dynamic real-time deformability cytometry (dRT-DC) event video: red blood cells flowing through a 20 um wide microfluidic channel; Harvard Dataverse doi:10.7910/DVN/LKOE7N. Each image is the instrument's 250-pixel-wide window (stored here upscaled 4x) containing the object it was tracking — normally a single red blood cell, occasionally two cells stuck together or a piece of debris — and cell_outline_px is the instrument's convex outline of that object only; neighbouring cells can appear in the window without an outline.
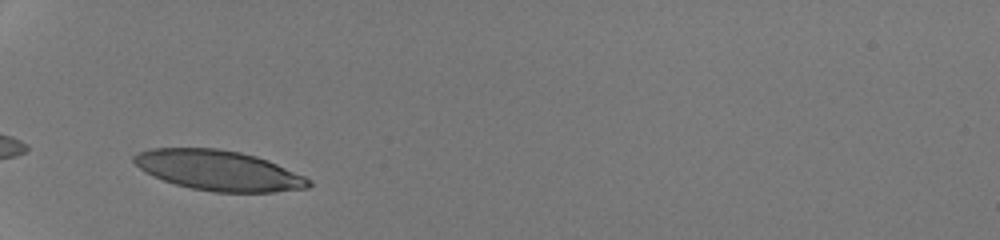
{"species": "human", "species_latin": "Homo sapiens", "temperature_condition": "room temperature", "stored_images_in_passage": 26, "camera_frame_rate_fps": 3000, "um_per_image_px": 0.085, "donor": {"sex": "male"}, "frame": {"image": 1, "passage_image": 1, "time_ms": 0.0, "image_size_px": [1000, 240], "cell_outline_px": [[312, 184], [308, 188], [272, 192], [212, 192], [192, 188], [176, 184], [164, 180], [140, 168], [132, 160], [132, 156], [136, 152], [152, 148], [216, 148], [240, 152], [256, 156], [268, 160], [304, 176], [312, 180]], "centroid_in_image_um": [18.6, 14.48], "position_along_channel_um": 66.4, "area_um2": 40.69}}
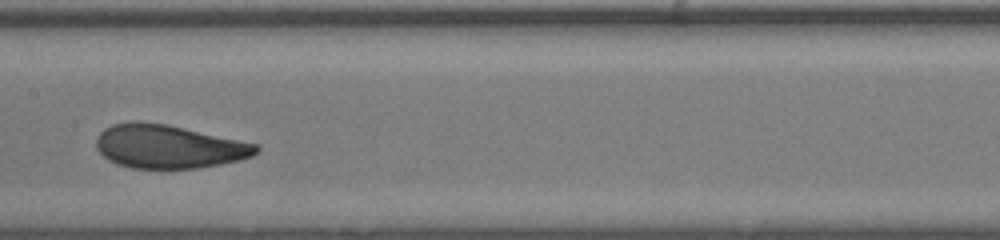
{"frame": {"image": 2, "passage_image": 11, "time_ms": 3.333, "image_size_px": [1000, 240], "cell_outline_px": [[260, 148], [252, 156], [220, 164], [196, 168], [132, 168], [108, 160], [96, 148], [96, 140], [100, 132], [104, 128], [112, 124], [168, 124], [260, 144]], "centroid_in_image_um": [14.38, 12.47], "position_along_channel_um": 193.0, "area_um2": 39.82}}
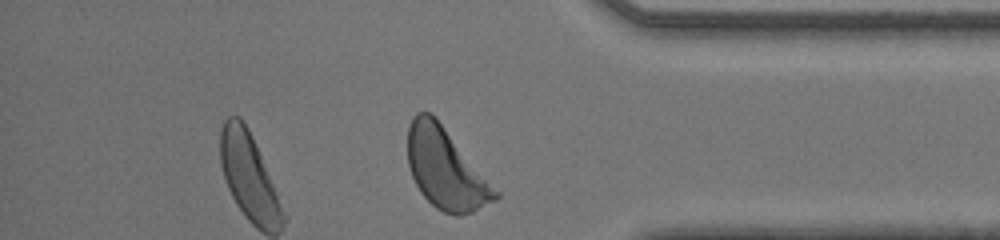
{"frame": {"image": 3, "passage_image": 26, "time_ms": 8.333, "image_size_px": [1000, 240], "cell_outline_px": [[500, 196], [496, 200], [472, 212], [460, 216], [456, 216], [444, 212], [436, 208], [420, 192], [412, 176], [408, 164], [408, 124], [412, 116], [416, 112], [428, 112], [440, 124], [500, 192]], "centroid_in_image_um": [37.87, 14.39], "position_along_channel_um": 397.3, "area_um2": 40.4}, "authors_computed_cell_mechanics": {"area_um2": 40.4889, "velocity_mm_per_s": 4.2568, "shape_relaxation_time_tau1_ms": 2.6389, "shape_relaxation_time_tau2_ms": 0.8972, "deformation_change_tau1": 0.1363, "deformation_change_tau2": 0.0611}}